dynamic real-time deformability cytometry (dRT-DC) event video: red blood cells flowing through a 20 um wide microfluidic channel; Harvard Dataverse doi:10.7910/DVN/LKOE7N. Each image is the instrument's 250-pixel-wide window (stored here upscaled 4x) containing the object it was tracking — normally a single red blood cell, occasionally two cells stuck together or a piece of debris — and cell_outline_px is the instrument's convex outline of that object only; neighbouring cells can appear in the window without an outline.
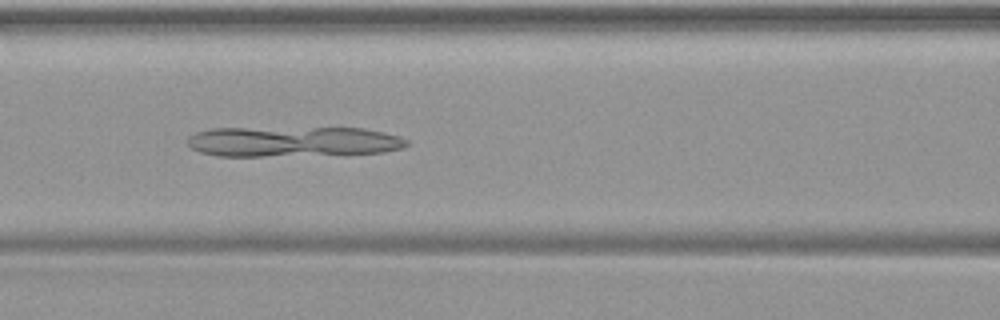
{"species": "common noctule bat (a hibernating species)", "species_latin": "Nyctalus noctula", "temperature_condition": "warm", "stored_images_in_passage": 50, "camera_frame_rate_fps": 3000, "um_per_image_px": 0.085, "animal": {"sex": "female", "body_mass_g": 19.9}, "frame": {"image": 1, "passage_image": 22, "time_ms": 7.0, "image_size_px": [1000, 320], "cell_outline_px": [[408, 144], [404, 148], [384, 152], [264, 156], [216, 156], [200, 152], [192, 148], [188, 144], [188, 136], [196, 132], [212, 128], [364, 128], [384, 132], [400, 136], [408, 140]], "centroid_in_image_um": [24.89, 12.03], "position_along_channel_um": 141.7, "area_um2": 38.61}}
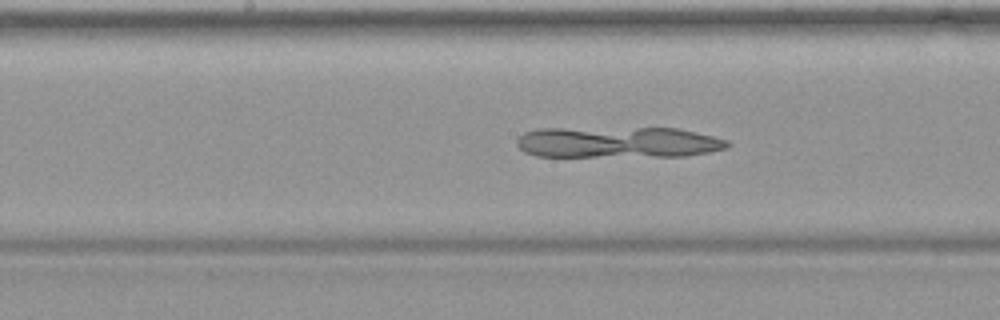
{"frame": {"image": 2, "passage_image": 26, "time_ms": 8.333, "image_size_px": [1000, 320], "cell_outline_px": [[732, 144], [728, 148], [708, 152], [684, 156], [536, 156], [524, 152], [516, 144], [516, 140], [524, 132], [536, 128], [680, 128], [728, 140]], "centroid_in_image_um": [52.52, 12.09], "position_along_channel_um": 195.7, "area_um2": 38.44}}
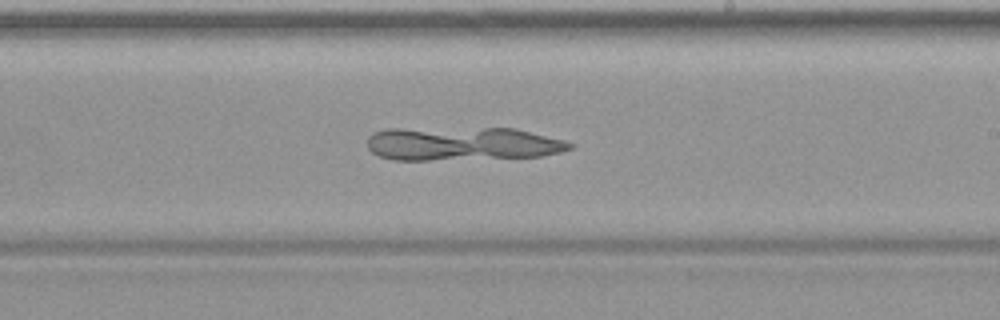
{"frame": {"image": 3, "passage_image": 30, "time_ms": 9.667, "image_size_px": [1000, 320], "cell_outline_px": [[572, 148], [560, 152], [540, 156], [428, 160], [396, 160], [380, 156], [372, 152], [368, 148], [368, 136], [372, 132], [384, 128], [516, 128], [564, 140], [572, 144]], "centroid_in_image_um": [39.24, 12.2], "position_along_channel_um": 249.8, "area_um2": 39.71}}